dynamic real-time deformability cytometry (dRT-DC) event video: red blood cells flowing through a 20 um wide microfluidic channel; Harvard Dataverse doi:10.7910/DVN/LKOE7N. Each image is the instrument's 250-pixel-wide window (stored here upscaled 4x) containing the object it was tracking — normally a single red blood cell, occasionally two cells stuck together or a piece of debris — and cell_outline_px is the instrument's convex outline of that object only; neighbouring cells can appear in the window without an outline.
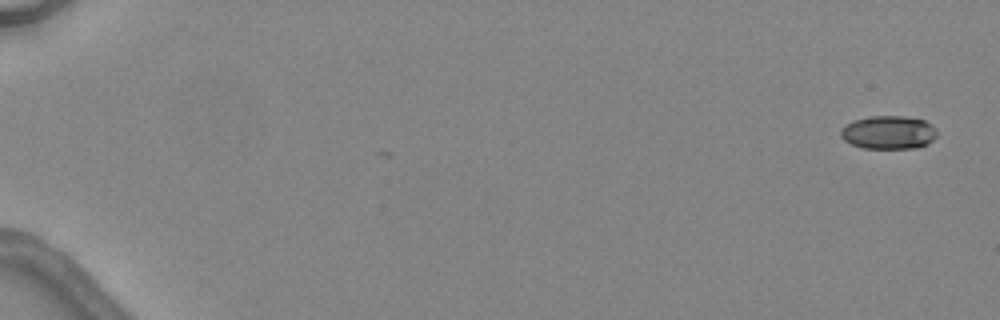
{"species": "common noctule bat (a hibernating species)", "species_latin": "Nyctalus noctula", "temperature_condition": "warm", "stored_images_in_passage": 6, "segment_of_instrument_passage": [1, 2], "camera_frame_rate_fps": 3000, "um_per_image_px": 0.085, "animal": {"sex": "female", "body_mass_g": 24.6, "forearm_length_mm": 56.2}, "frame": {"image": 1, "passage_image": 1, "time_ms": 0.0, "image_size_px": [1000, 320], "cell_outline_px": [[936, 136], [928, 144], [916, 148], [864, 148], [852, 144], [844, 140], [840, 136], [840, 132], [852, 120], [868, 116], [904, 116], [924, 120], [932, 124], [936, 128]], "centroid_in_image_um": [75.55, 11.25], "position_along_channel_um": 9.5, "area_um2": 18.73}}